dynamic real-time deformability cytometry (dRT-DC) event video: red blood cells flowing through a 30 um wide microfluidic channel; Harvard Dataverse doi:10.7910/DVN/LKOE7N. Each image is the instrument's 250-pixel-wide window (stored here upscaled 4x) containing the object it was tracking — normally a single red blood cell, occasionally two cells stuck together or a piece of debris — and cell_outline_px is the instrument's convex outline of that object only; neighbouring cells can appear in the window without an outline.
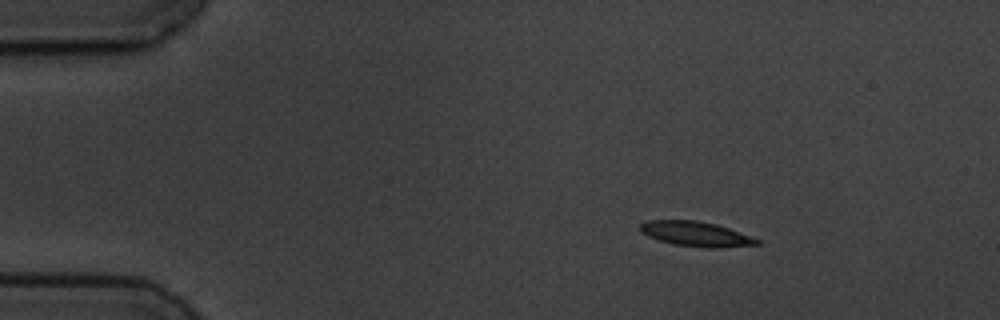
{"species": "common noctule bat (a hibernating species)", "species_latin": "Nyctalus noctula", "temperature_condition": "cold", "stored_images_in_passage": 5, "camera_frame_rate_fps": 3000, "um_per_image_px": 0.085, "animal": {"sex": "male", "body_mass_g": 19.5, "forearm_length_mm": 54.6}, "frame": {"image": 1, "passage_image": 2, "time_ms": 1.333, "image_size_px": [1000, 320], "cell_outline_px": [[760, 244], [720, 248], [704, 248], [672, 244], [648, 236], [640, 232], [640, 224], [648, 220], [696, 220], [716, 224], [728, 228], [760, 240]], "centroid_in_image_um": [59.13, 19.89], "position_along_channel_um": 25.9, "area_um2": 16.88}}
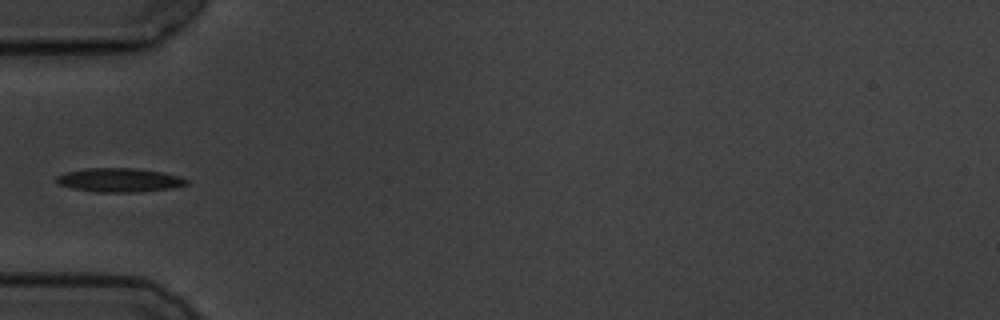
{"frame": {"image": 2, "passage_image": 5, "time_ms": 4.667, "image_size_px": [1000, 320], "cell_outline_px": [[188, 184], [172, 188], [140, 192], [96, 192], [72, 188], [60, 184], [56, 180], [56, 176], [64, 172], [84, 168], [136, 168], [160, 172], [180, 176], [188, 180]], "centroid_in_image_um": [10.14, 15.3], "position_along_channel_um": 74.9, "area_um2": 18.15}}